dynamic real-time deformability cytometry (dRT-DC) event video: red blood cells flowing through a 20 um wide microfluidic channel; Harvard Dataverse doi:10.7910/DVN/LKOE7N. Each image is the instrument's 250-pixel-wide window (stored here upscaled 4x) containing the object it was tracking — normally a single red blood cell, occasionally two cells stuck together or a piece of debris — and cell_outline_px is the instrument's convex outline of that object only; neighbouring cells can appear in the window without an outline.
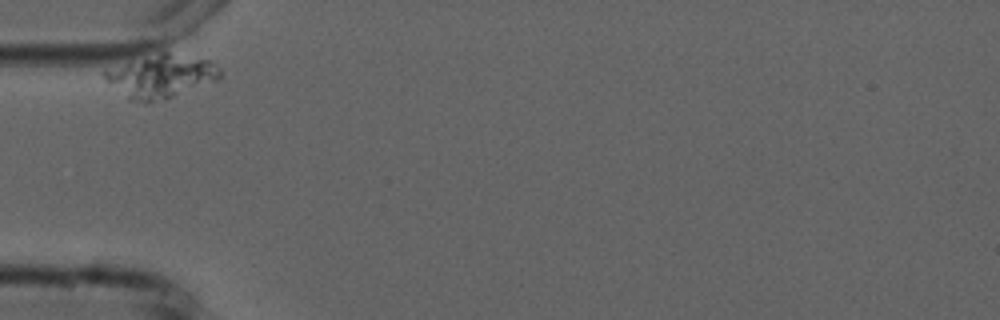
{"species": "common noctule bat (a hibernating species)", "species_latin": "Nyctalus noctula", "temperature_condition": "cold", "stored_images_in_passage": 3, "camera_frame_rate_fps": 3000, "um_per_image_px": 0.085, "animal": {"sex": "male", "forearm_length_mm": 52.5}, "frame": {"image": 1, "passage_image": 1, "time_ms": 0.0, "image_size_px": [1000, 320], "cell_outline_px": [[220, 76], [216, 80], [164, 100], [128, 100], [104, 80], [100, 72], [160, 52], [168, 52], [212, 60], [220, 68]], "centroid_in_image_um": [13.68, 6.47], "position_along_channel_um": 71.3, "area_um2": 28.5}}
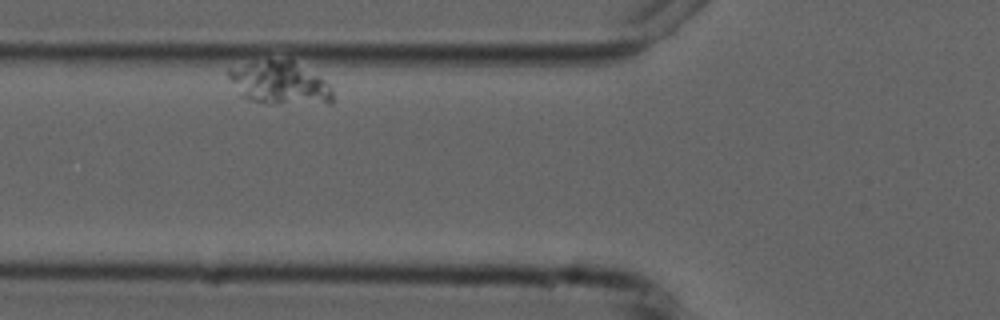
{"frame": {"image": 2, "passage_image": 2, "time_ms": 1.333, "image_size_px": [1000, 320], "cell_outline_px": [[332, 104], [264, 104], [248, 100], [240, 96], [228, 76], [228, 68], [268, 60], [292, 60], [324, 80], [332, 88]], "centroid_in_image_um": [23.78, 7.1], "position_along_channel_um": 102.0, "area_um2": 26.07}}